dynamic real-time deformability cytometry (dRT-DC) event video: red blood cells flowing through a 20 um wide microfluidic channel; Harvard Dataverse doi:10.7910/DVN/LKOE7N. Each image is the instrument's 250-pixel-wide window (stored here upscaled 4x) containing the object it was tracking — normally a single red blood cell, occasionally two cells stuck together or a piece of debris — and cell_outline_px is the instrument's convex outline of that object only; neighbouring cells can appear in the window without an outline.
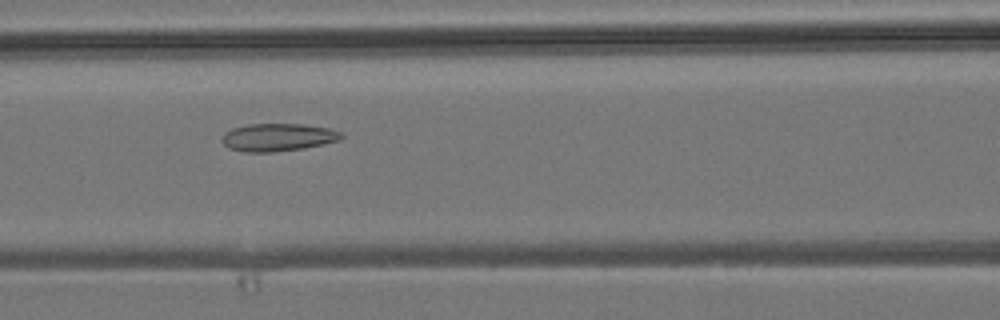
{"species": "common noctule bat (a hibernating species)", "species_latin": "Nyctalus noctula", "temperature_condition": "room temperature", "stored_images_in_passage": 8, "camera_frame_rate_fps": 3000, "um_per_image_px": 0.085, "animal": {"sex": "male", "body_mass_g": 19.2, "forearm_length_mm": 51.8}, "frame": {"image": 1, "passage_image": 6, "time_ms": 6.667, "image_size_px": [1000, 320], "cell_outline_px": [[344, 136], [340, 140], [324, 144], [304, 148], [272, 152], [244, 152], [228, 148], [220, 140], [224, 132], [232, 128], [248, 124], [304, 124], [328, 128], [340, 132]], "centroid_in_image_um": [23.59, 11.67], "position_along_channel_um": 143.0, "area_um2": 19.42}}
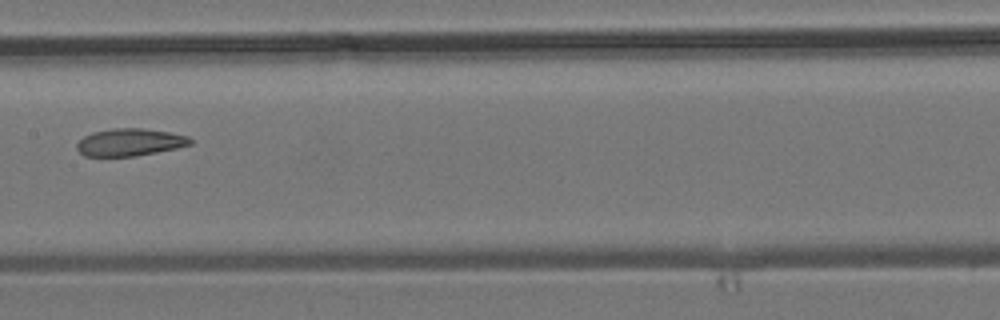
{"frame": {"image": 2, "passage_image": 7, "time_ms": 8.0, "image_size_px": [1000, 320], "cell_outline_px": [[192, 144], [176, 148], [136, 156], [84, 156], [76, 148], [76, 144], [84, 136], [92, 132], [112, 128], [140, 128], [168, 132], [188, 136], [192, 140]], "centroid_in_image_um": [11.01, 12.09], "position_along_channel_um": 196.4, "area_um2": 18.03}}
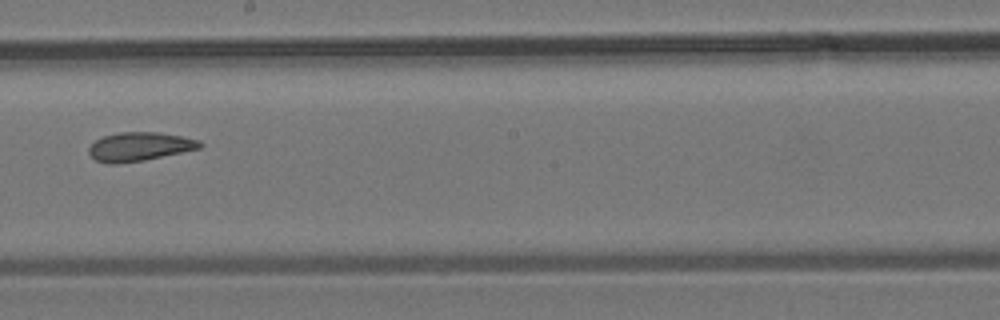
{"frame": {"image": 3, "passage_image": 8, "time_ms": 9.0, "image_size_px": [1000, 320], "cell_outline_px": [[204, 144], [200, 148], [144, 160], [116, 164], [108, 164], [96, 160], [88, 152], [88, 148], [96, 140], [104, 136], [120, 132], [156, 132], [180, 136], [200, 140]], "centroid_in_image_um": [11.85, 12.46], "position_along_channel_um": 236.3, "area_um2": 18.44}}